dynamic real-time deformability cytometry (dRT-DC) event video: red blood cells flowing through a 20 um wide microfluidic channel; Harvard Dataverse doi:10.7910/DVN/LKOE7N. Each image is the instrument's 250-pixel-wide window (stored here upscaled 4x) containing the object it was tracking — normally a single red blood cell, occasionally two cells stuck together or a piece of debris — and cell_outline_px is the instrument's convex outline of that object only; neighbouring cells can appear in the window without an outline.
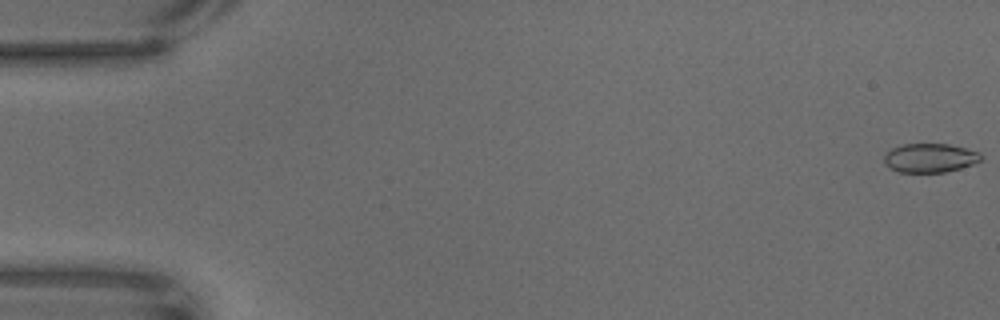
{"species": "common noctule bat (a hibernating species)", "species_latin": "Nyctalus noctula", "temperature_condition": "warm", "stored_images_in_passage": 66, "camera_frame_rate_fps": 3000, "um_per_image_px": 0.085, "animal": {"sex": "male", "body_mass_g": 18.8}, "frame": {"image": 1, "passage_image": 1, "time_ms": 0.0, "image_size_px": [1000, 320], "cell_outline_px": [[984, 156], [980, 160], [972, 164], [960, 168], [944, 172], [900, 172], [892, 168], [884, 160], [884, 156], [892, 148], [904, 144], [948, 144], [980, 152]], "centroid_in_image_um": [79.08, 13.42], "position_along_channel_um": 5.9, "area_um2": 16.07}}
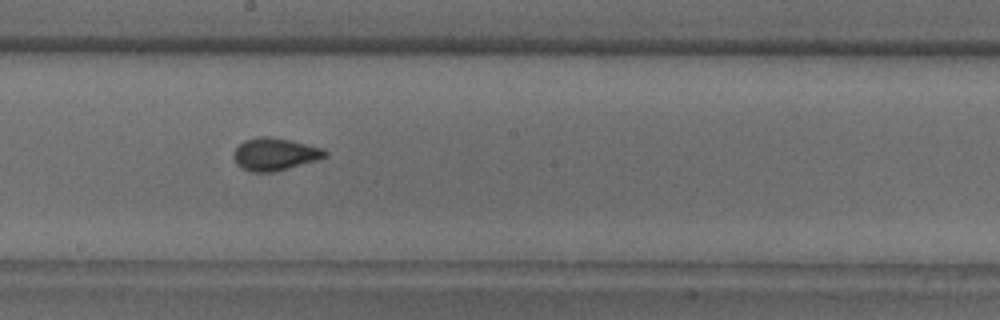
{"frame": {"image": 2, "passage_image": 37, "time_ms": 12.0, "image_size_px": [1000, 320], "cell_outline_px": [[328, 156], [316, 160], [276, 172], [252, 172], [236, 164], [232, 156], [232, 152], [244, 140], [256, 136], [268, 136], [288, 140], [324, 148], [328, 152]], "centroid_in_image_um": [23.35, 13.1], "position_along_channel_um": 224.9, "area_um2": 17.4}}
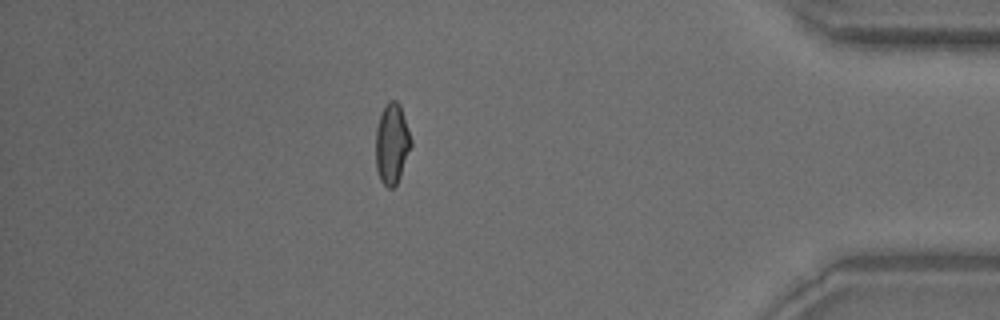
{"frame": {"image": 3, "passage_image": 58, "time_ms": 19.0, "image_size_px": [1000, 320], "cell_outline_px": [[412, 144], [400, 176], [396, 184], [392, 188], [388, 188], [380, 180], [376, 168], [376, 128], [380, 116], [388, 100], [396, 100], [400, 104], [412, 140]], "centroid_in_image_um": [33.31, 12.21], "position_along_channel_um": 401.9, "area_um2": 16.47}}